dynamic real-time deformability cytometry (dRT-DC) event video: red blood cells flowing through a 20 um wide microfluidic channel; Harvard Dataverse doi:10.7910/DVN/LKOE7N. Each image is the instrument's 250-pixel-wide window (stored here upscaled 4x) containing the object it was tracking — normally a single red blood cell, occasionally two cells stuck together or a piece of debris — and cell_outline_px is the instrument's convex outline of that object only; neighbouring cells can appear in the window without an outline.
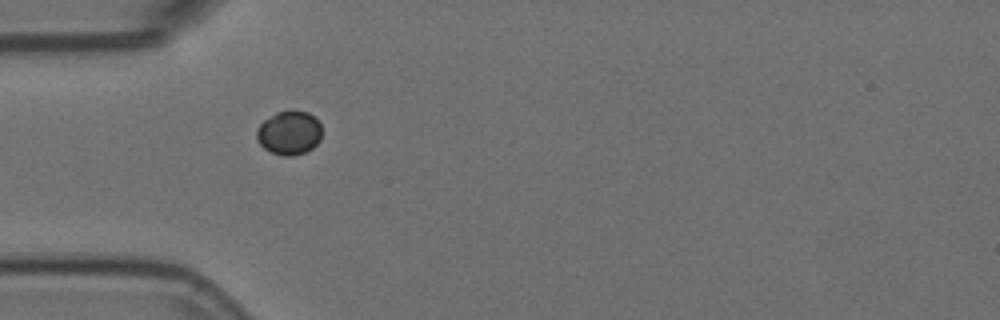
{"species": "Egyptian fruit bat (a non-hibernating species)", "species_latin": "Rousettus aegyptiacus", "temperature_condition": "room temperature", "stored_images_in_passage": 2, "camera_frame_rate_fps": 3000, "um_per_image_px": 0.085, "animal": {"sex": "female"}, "frame": {"image": 1, "passage_image": 1, "time_ms": 0.0, "image_size_px": [1000, 320], "cell_outline_px": [[320, 140], [312, 148], [304, 152], [292, 156], [284, 156], [272, 152], [264, 148], [256, 140], [256, 132], [260, 124], [264, 120], [276, 112], [308, 112], [320, 124]], "centroid_in_image_um": [24.55, 11.31], "position_along_channel_um": 60.4, "area_um2": 16.3}}
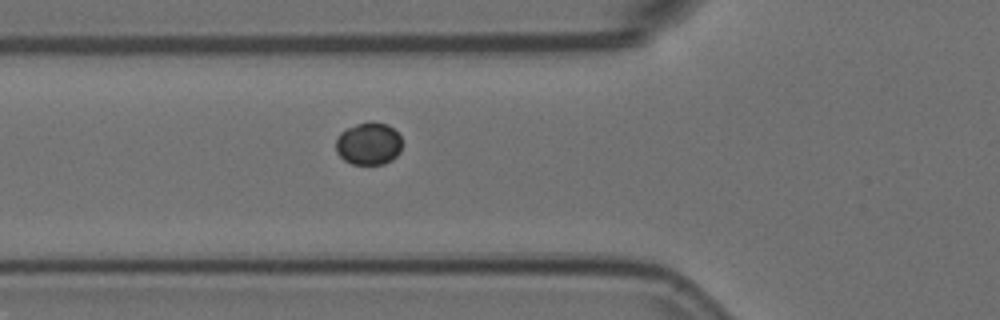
{"frame": {"image": 2, "passage_image": 2, "time_ms": 0.333, "image_size_px": [1000, 320], "cell_outline_px": [[400, 152], [392, 160], [384, 164], [352, 164], [344, 160], [336, 152], [336, 140], [340, 132], [356, 124], [372, 120], [388, 124], [400, 136]], "centroid_in_image_um": [31.32, 12.2], "position_along_channel_um": 94.5, "area_um2": 16.47}}